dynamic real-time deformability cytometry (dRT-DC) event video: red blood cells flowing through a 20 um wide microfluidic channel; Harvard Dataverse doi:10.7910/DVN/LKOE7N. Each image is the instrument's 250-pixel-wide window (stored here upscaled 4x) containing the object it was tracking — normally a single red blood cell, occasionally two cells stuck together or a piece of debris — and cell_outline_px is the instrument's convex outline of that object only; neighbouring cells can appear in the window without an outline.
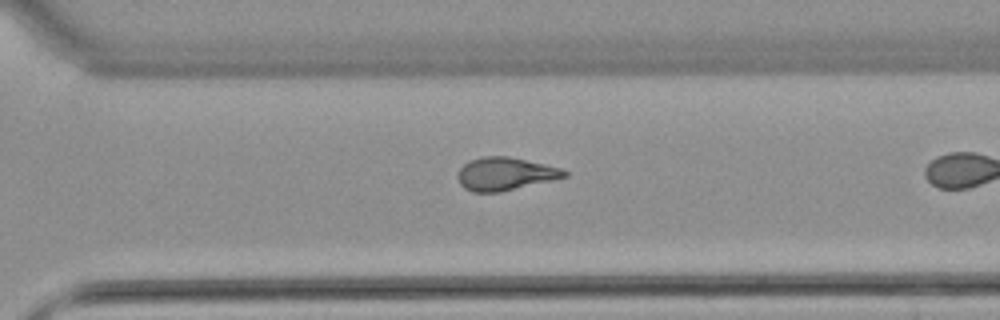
{"species": "common noctule bat (a hibernating species)", "species_latin": "Nyctalus noctula", "temperature_condition": "warm", "stored_images_in_passage": 28, "camera_frame_rate_fps": 3000, "um_per_image_px": 0.085, "animal": {"sex": "female", "body_mass_g": 22.7, "forearm_length_mm": 54.2}, "frame": {"image": 1, "passage_image": 24, "time_ms": 7.667, "image_size_px": [1000, 320], "cell_outline_px": [[568, 176], [552, 180], [500, 192], [472, 192], [464, 188], [460, 184], [456, 176], [460, 168], [468, 160], [480, 156], [508, 156], [544, 164], [560, 168], [568, 172]], "centroid_in_image_um": [42.89, 14.77], "position_along_channel_um": 327.7, "area_um2": 20.52}}